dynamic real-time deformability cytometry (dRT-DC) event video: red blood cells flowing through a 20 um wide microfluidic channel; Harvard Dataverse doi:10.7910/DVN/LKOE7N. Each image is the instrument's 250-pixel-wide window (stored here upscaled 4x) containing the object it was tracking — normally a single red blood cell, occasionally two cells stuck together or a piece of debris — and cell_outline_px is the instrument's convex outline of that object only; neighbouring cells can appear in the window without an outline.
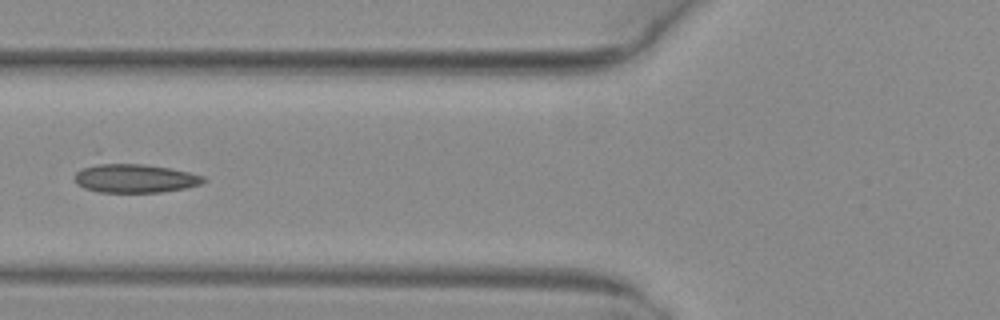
{"species": "common noctule bat (a hibernating species)", "species_latin": "Nyctalus noctula", "temperature_condition": "warm", "stored_images_in_passage": 2, "camera_frame_rate_fps": 3000, "um_per_image_px": 0.085, "animal": {"sex": "female", "body_mass_g": 29.2, "forearm_length_mm": 56.3}, "frame": {"image": 1, "passage_image": 2, "time_ms": 0.333, "image_size_px": [1000, 320], "cell_outline_px": [[208, 180], [200, 184], [184, 188], [160, 192], [100, 192], [84, 188], [76, 184], [72, 180], [72, 176], [76, 172], [84, 168], [100, 164], [144, 164], [168, 168], [188, 172], [204, 176]], "centroid_in_image_um": [11.44, 15.17], "position_along_channel_um": 114.4, "area_um2": 21.39}}